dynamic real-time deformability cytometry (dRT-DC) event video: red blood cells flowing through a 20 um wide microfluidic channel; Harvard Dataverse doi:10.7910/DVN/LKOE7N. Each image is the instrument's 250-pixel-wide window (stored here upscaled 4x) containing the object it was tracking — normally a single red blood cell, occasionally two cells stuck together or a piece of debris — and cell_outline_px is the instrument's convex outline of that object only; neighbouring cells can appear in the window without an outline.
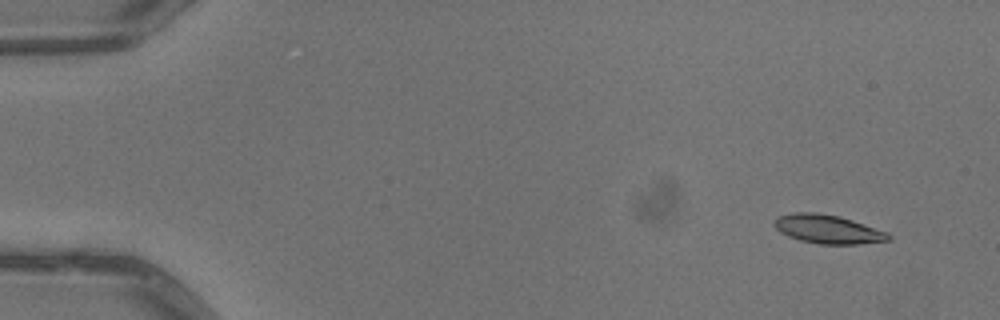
{"species": "common noctule bat (a hibernating species)", "species_latin": "Nyctalus noctula", "temperature_condition": "warm", "stored_images_in_passage": 5, "camera_frame_rate_fps": 3000, "um_per_image_px": 0.085, "animal": {"sex": "male", "body_mass_g": 13.3}, "frame": {"image": 1, "passage_image": 1, "time_ms": 0.0, "image_size_px": [1000, 320], "cell_outline_px": [[892, 240], [860, 244], [820, 244], [800, 240], [788, 236], [780, 232], [772, 224], [776, 216], [792, 212], [812, 212], [840, 216], [888, 232], [892, 236]], "centroid_in_image_um": [70.36, 19.48], "position_along_channel_um": 14.6, "area_um2": 19.31}}
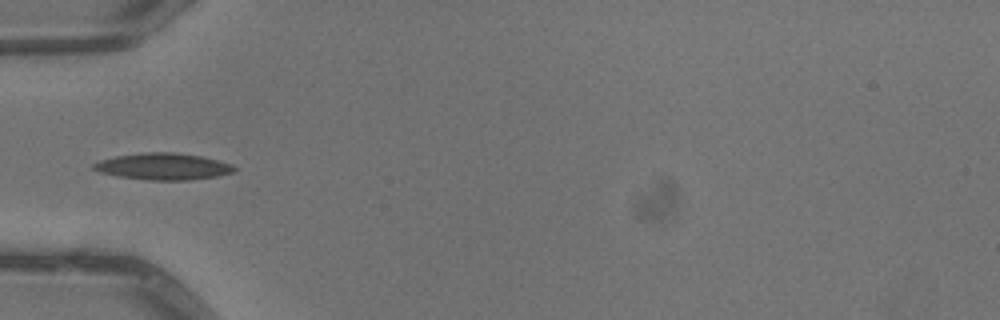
{"frame": {"image": 2, "passage_image": 5, "time_ms": 1.333, "image_size_px": [1000, 320], "cell_outline_px": [[236, 168], [232, 172], [216, 176], [188, 180], [148, 180], [116, 176], [100, 172], [92, 168], [92, 164], [100, 160], [116, 156], [144, 152], [172, 152], [200, 156], [232, 164]], "centroid_in_image_um": [13.83, 14.15], "position_along_channel_um": 71.2, "area_um2": 21.68}}